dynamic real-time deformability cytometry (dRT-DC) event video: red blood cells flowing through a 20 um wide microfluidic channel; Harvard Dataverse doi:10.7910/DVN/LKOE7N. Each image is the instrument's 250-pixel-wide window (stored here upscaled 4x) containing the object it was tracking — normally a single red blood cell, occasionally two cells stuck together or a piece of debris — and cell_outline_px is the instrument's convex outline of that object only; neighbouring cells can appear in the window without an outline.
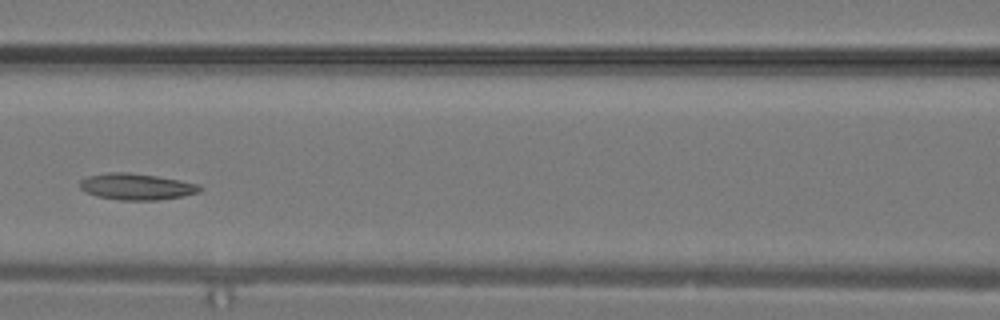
{"species": "common noctule bat (a hibernating species)", "species_latin": "Nyctalus noctula", "temperature_condition": "warm", "stored_images_in_passage": 13, "camera_frame_rate_fps": 3000, "um_per_image_px": 0.085, "animal": {"sex": "male", "body_mass_g": 19.2, "forearm_length_mm": 51.8}, "frame": {"image": 1, "passage_image": 10, "time_ms": 3.0, "image_size_px": [1000, 320], "cell_outline_px": [[204, 188], [200, 192], [184, 196], [156, 200], [120, 200], [96, 196], [80, 188], [80, 180], [88, 176], [108, 172], [128, 172], [156, 176], [180, 180], [200, 184]], "centroid_in_image_um": [11.64, 15.86], "position_along_channel_um": 155.0, "area_um2": 18.5}}